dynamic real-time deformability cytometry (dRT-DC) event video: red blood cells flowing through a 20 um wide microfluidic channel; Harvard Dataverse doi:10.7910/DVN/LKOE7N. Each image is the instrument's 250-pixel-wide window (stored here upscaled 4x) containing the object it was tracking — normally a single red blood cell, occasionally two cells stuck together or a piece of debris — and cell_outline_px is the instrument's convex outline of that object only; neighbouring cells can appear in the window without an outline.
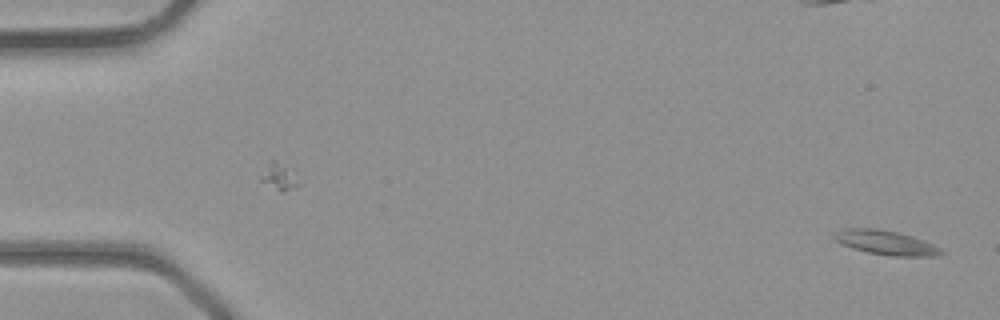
{"species": "common noctule bat (a hibernating species)", "species_latin": "Nyctalus noctula", "temperature_condition": "room temperature", "stored_images_in_passage": 42, "camera_frame_rate_fps": 3000, "um_per_image_px": 0.085, "animal": {"sex": "male", "body_mass_g": 23.1, "forearm_length_mm": 52.7}, "frame": {"image": 1, "passage_image": 1, "time_ms": 0.0, "image_size_px": [1000, 320], "cell_outline_px": [[944, 252], [936, 256], [892, 256], [868, 252], [852, 248], [836, 240], [832, 236], [836, 232], [844, 228], [876, 228], [896, 232], [912, 236], [932, 244], [940, 248]], "centroid_in_image_um": [75.29, 20.62], "position_along_channel_um": 9.7, "area_um2": 14.91}}